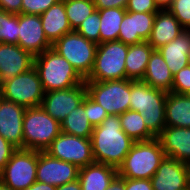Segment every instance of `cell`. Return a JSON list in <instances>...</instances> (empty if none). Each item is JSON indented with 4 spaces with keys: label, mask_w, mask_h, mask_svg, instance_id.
I'll use <instances>...</instances> for the list:
<instances>
[{
    "label": "cell",
    "mask_w": 190,
    "mask_h": 190,
    "mask_svg": "<svg viewBox=\"0 0 190 190\" xmlns=\"http://www.w3.org/2000/svg\"><path fill=\"white\" fill-rule=\"evenodd\" d=\"M95 162L118 169L135 142L122 129L119 115H108L91 135Z\"/></svg>",
    "instance_id": "6da1fadb"
},
{
    "label": "cell",
    "mask_w": 190,
    "mask_h": 190,
    "mask_svg": "<svg viewBox=\"0 0 190 190\" xmlns=\"http://www.w3.org/2000/svg\"><path fill=\"white\" fill-rule=\"evenodd\" d=\"M167 92L142 81L130 80V110L139 112L146 127L157 137L166 127L165 102Z\"/></svg>",
    "instance_id": "7a4b0ae2"
},
{
    "label": "cell",
    "mask_w": 190,
    "mask_h": 190,
    "mask_svg": "<svg viewBox=\"0 0 190 190\" xmlns=\"http://www.w3.org/2000/svg\"><path fill=\"white\" fill-rule=\"evenodd\" d=\"M165 158L157 137L146 141H135L118 167V176L128 179H151Z\"/></svg>",
    "instance_id": "3957f363"
},
{
    "label": "cell",
    "mask_w": 190,
    "mask_h": 190,
    "mask_svg": "<svg viewBox=\"0 0 190 190\" xmlns=\"http://www.w3.org/2000/svg\"><path fill=\"white\" fill-rule=\"evenodd\" d=\"M34 68L39 75L45 93L72 88L85 81L73 66L52 48L35 56Z\"/></svg>",
    "instance_id": "277c9868"
},
{
    "label": "cell",
    "mask_w": 190,
    "mask_h": 190,
    "mask_svg": "<svg viewBox=\"0 0 190 190\" xmlns=\"http://www.w3.org/2000/svg\"><path fill=\"white\" fill-rule=\"evenodd\" d=\"M22 127L23 149L45 151L61 133V124L41 106L26 108Z\"/></svg>",
    "instance_id": "5b68a950"
},
{
    "label": "cell",
    "mask_w": 190,
    "mask_h": 190,
    "mask_svg": "<svg viewBox=\"0 0 190 190\" xmlns=\"http://www.w3.org/2000/svg\"><path fill=\"white\" fill-rule=\"evenodd\" d=\"M128 47V44L118 40L98 44L92 71L85 81L126 79L125 60Z\"/></svg>",
    "instance_id": "8992f818"
},
{
    "label": "cell",
    "mask_w": 190,
    "mask_h": 190,
    "mask_svg": "<svg viewBox=\"0 0 190 190\" xmlns=\"http://www.w3.org/2000/svg\"><path fill=\"white\" fill-rule=\"evenodd\" d=\"M97 47L98 44L87 40L75 30L52 44V49L63 56L84 80L92 71Z\"/></svg>",
    "instance_id": "52a82bcc"
},
{
    "label": "cell",
    "mask_w": 190,
    "mask_h": 190,
    "mask_svg": "<svg viewBox=\"0 0 190 190\" xmlns=\"http://www.w3.org/2000/svg\"><path fill=\"white\" fill-rule=\"evenodd\" d=\"M87 95L109 115H120L130 109V80L85 81Z\"/></svg>",
    "instance_id": "ba28073f"
},
{
    "label": "cell",
    "mask_w": 190,
    "mask_h": 190,
    "mask_svg": "<svg viewBox=\"0 0 190 190\" xmlns=\"http://www.w3.org/2000/svg\"><path fill=\"white\" fill-rule=\"evenodd\" d=\"M38 151L17 148L0 172V182L11 190H25L36 182Z\"/></svg>",
    "instance_id": "9c48e42d"
},
{
    "label": "cell",
    "mask_w": 190,
    "mask_h": 190,
    "mask_svg": "<svg viewBox=\"0 0 190 190\" xmlns=\"http://www.w3.org/2000/svg\"><path fill=\"white\" fill-rule=\"evenodd\" d=\"M3 98L25 108L41 106L45 91L34 67L2 83Z\"/></svg>",
    "instance_id": "30bf717a"
},
{
    "label": "cell",
    "mask_w": 190,
    "mask_h": 190,
    "mask_svg": "<svg viewBox=\"0 0 190 190\" xmlns=\"http://www.w3.org/2000/svg\"><path fill=\"white\" fill-rule=\"evenodd\" d=\"M51 157L76 165L78 168L95 162L90 138L61 132L45 150Z\"/></svg>",
    "instance_id": "8fae6325"
},
{
    "label": "cell",
    "mask_w": 190,
    "mask_h": 190,
    "mask_svg": "<svg viewBox=\"0 0 190 190\" xmlns=\"http://www.w3.org/2000/svg\"><path fill=\"white\" fill-rule=\"evenodd\" d=\"M87 95L85 81L72 88L46 92L41 107L59 123L66 119L73 109L78 108Z\"/></svg>",
    "instance_id": "7c38bea8"
},
{
    "label": "cell",
    "mask_w": 190,
    "mask_h": 190,
    "mask_svg": "<svg viewBox=\"0 0 190 190\" xmlns=\"http://www.w3.org/2000/svg\"><path fill=\"white\" fill-rule=\"evenodd\" d=\"M79 169L76 165L51 157L45 151H38L36 181L60 186L78 179Z\"/></svg>",
    "instance_id": "4fadbf2b"
},
{
    "label": "cell",
    "mask_w": 190,
    "mask_h": 190,
    "mask_svg": "<svg viewBox=\"0 0 190 190\" xmlns=\"http://www.w3.org/2000/svg\"><path fill=\"white\" fill-rule=\"evenodd\" d=\"M18 45L34 57L52 48L46 38L40 15L18 14Z\"/></svg>",
    "instance_id": "5bb4252c"
},
{
    "label": "cell",
    "mask_w": 190,
    "mask_h": 190,
    "mask_svg": "<svg viewBox=\"0 0 190 190\" xmlns=\"http://www.w3.org/2000/svg\"><path fill=\"white\" fill-rule=\"evenodd\" d=\"M34 58L18 44L0 43V82L30 70L34 67Z\"/></svg>",
    "instance_id": "9a60e30c"
},
{
    "label": "cell",
    "mask_w": 190,
    "mask_h": 190,
    "mask_svg": "<svg viewBox=\"0 0 190 190\" xmlns=\"http://www.w3.org/2000/svg\"><path fill=\"white\" fill-rule=\"evenodd\" d=\"M25 110V107L6 99L0 103V135L16 148L22 149Z\"/></svg>",
    "instance_id": "2e32d148"
},
{
    "label": "cell",
    "mask_w": 190,
    "mask_h": 190,
    "mask_svg": "<svg viewBox=\"0 0 190 190\" xmlns=\"http://www.w3.org/2000/svg\"><path fill=\"white\" fill-rule=\"evenodd\" d=\"M151 182L153 190H187L185 163L165 156Z\"/></svg>",
    "instance_id": "e0dca14e"
},
{
    "label": "cell",
    "mask_w": 190,
    "mask_h": 190,
    "mask_svg": "<svg viewBox=\"0 0 190 190\" xmlns=\"http://www.w3.org/2000/svg\"><path fill=\"white\" fill-rule=\"evenodd\" d=\"M157 138L165 156L183 163L190 160V128L166 126Z\"/></svg>",
    "instance_id": "ac0fdd59"
},
{
    "label": "cell",
    "mask_w": 190,
    "mask_h": 190,
    "mask_svg": "<svg viewBox=\"0 0 190 190\" xmlns=\"http://www.w3.org/2000/svg\"><path fill=\"white\" fill-rule=\"evenodd\" d=\"M184 30L179 21L168 9L159 10L155 15L153 28L147 42L154 50H157L170 43Z\"/></svg>",
    "instance_id": "d6986e66"
},
{
    "label": "cell",
    "mask_w": 190,
    "mask_h": 190,
    "mask_svg": "<svg viewBox=\"0 0 190 190\" xmlns=\"http://www.w3.org/2000/svg\"><path fill=\"white\" fill-rule=\"evenodd\" d=\"M174 76L181 69L190 64V30H184L170 43L157 49Z\"/></svg>",
    "instance_id": "ffe728a7"
},
{
    "label": "cell",
    "mask_w": 190,
    "mask_h": 190,
    "mask_svg": "<svg viewBox=\"0 0 190 190\" xmlns=\"http://www.w3.org/2000/svg\"><path fill=\"white\" fill-rule=\"evenodd\" d=\"M117 175L115 167L93 162L79 169L78 180L82 190H106Z\"/></svg>",
    "instance_id": "44dd1931"
},
{
    "label": "cell",
    "mask_w": 190,
    "mask_h": 190,
    "mask_svg": "<svg viewBox=\"0 0 190 190\" xmlns=\"http://www.w3.org/2000/svg\"><path fill=\"white\" fill-rule=\"evenodd\" d=\"M46 38L53 44L65 34L72 32L68 22L64 0L58 1L40 15Z\"/></svg>",
    "instance_id": "7402d4cb"
},
{
    "label": "cell",
    "mask_w": 190,
    "mask_h": 190,
    "mask_svg": "<svg viewBox=\"0 0 190 190\" xmlns=\"http://www.w3.org/2000/svg\"><path fill=\"white\" fill-rule=\"evenodd\" d=\"M142 82L167 93L172 92L173 75L158 50L152 51Z\"/></svg>",
    "instance_id": "603a6c76"
},
{
    "label": "cell",
    "mask_w": 190,
    "mask_h": 190,
    "mask_svg": "<svg viewBox=\"0 0 190 190\" xmlns=\"http://www.w3.org/2000/svg\"><path fill=\"white\" fill-rule=\"evenodd\" d=\"M165 122L169 127L190 128V97L186 94L168 92Z\"/></svg>",
    "instance_id": "cb8c5ba5"
},
{
    "label": "cell",
    "mask_w": 190,
    "mask_h": 190,
    "mask_svg": "<svg viewBox=\"0 0 190 190\" xmlns=\"http://www.w3.org/2000/svg\"><path fill=\"white\" fill-rule=\"evenodd\" d=\"M154 48L147 42L132 44L128 47L125 60L126 79L133 81H142L149 57Z\"/></svg>",
    "instance_id": "d4e9b609"
},
{
    "label": "cell",
    "mask_w": 190,
    "mask_h": 190,
    "mask_svg": "<svg viewBox=\"0 0 190 190\" xmlns=\"http://www.w3.org/2000/svg\"><path fill=\"white\" fill-rule=\"evenodd\" d=\"M87 116L84 99L83 103L78 108L73 109L66 116V119L60 123L61 132L78 137L91 138L94 127L89 122Z\"/></svg>",
    "instance_id": "484cf974"
},
{
    "label": "cell",
    "mask_w": 190,
    "mask_h": 190,
    "mask_svg": "<svg viewBox=\"0 0 190 190\" xmlns=\"http://www.w3.org/2000/svg\"><path fill=\"white\" fill-rule=\"evenodd\" d=\"M126 9L108 8L99 10L100 15V43L117 41L120 24L125 16Z\"/></svg>",
    "instance_id": "4316f807"
},
{
    "label": "cell",
    "mask_w": 190,
    "mask_h": 190,
    "mask_svg": "<svg viewBox=\"0 0 190 190\" xmlns=\"http://www.w3.org/2000/svg\"><path fill=\"white\" fill-rule=\"evenodd\" d=\"M123 131L134 141H146L156 136L146 127L143 116L133 110L119 115Z\"/></svg>",
    "instance_id": "83f0119b"
},
{
    "label": "cell",
    "mask_w": 190,
    "mask_h": 190,
    "mask_svg": "<svg viewBox=\"0 0 190 190\" xmlns=\"http://www.w3.org/2000/svg\"><path fill=\"white\" fill-rule=\"evenodd\" d=\"M64 6L72 30H76L88 16L96 11L93 0H64Z\"/></svg>",
    "instance_id": "f1b7e54d"
},
{
    "label": "cell",
    "mask_w": 190,
    "mask_h": 190,
    "mask_svg": "<svg viewBox=\"0 0 190 190\" xmlns=\"http://www.w3.org/2000/svg\"><path fill=\"white\" fill-rule=\"evenodd\" d=\"M18 14L0 10V43L18 44Z\"/></svg>",
    "instance_id": "f546056e"
},
{
    "label": "cell",
    "mask_w": 190,
    "mask_h": 190,
    "mask_svg": "<svg viewBox=\"0 0 190 190\" xmlns=\"http://www.w3.org/2000/svg\"><path fill=\"white\" fill-rule=\"evenodd\" d=\"M87 40L100 44V15L99 10L88 16L75 30Z\"/></svg>",
    "instance_id": "4dcf8cb0"
},
{
    "label": "cell",
    "mask_w": 190,
    "mask_h": 190,
    "mask_svg": "<svg viewBox=\"0 0 190 190\" xmlns=\"http://www.w3.org/2000/svg\"><path fill=\"white\" fill-rule=\"evenodd\" d=\"M156 13L133 12L134 36H140L144 41L150 37Z\"/></svg>",
    "instance_id": "1f68e13d"
},
{
    "label": "cell",
    "mask_w": 190,
    "mask_h": 190,
    "mask_svg": "<svg viewBox=\"0 0 190 190\" xmlns=\"http://www.w3.org/2000/svg\"><path fill=\"white\" fill-rule=\"evenodd\" d=\"M118 41L128 45L137 44L144 41L140 36H134L133 12L126 11L123 21L120 24Z\"/></svg>",
    "instance_id": "d6a6232c"
},
{
    "label": "cell",
    "mask_w": 190,
    "mask_h": 190,
    "mask_svg": "<svg viewBox=\"0 0 190 190\" xmlns=\"http://www.w3.org/2000/svg\"><path fill=\"white\" fill-rule=\"evenodd\" d=\"M168 10L185 30H190V0H173Z\"/></svg>",
    "instance_id": "836d02e7"
},
{
    "label": "cell",
    "mask_w": 190,
    "mask_h": 190,
    "mask_svg": "<svg viewBox=\"0 0 190 190\" xmlns=\"http://www.w3.org/2000/svg\"><path fill=\"white\" fill-rule=\"evenodd\" d=\"M85 113H87V118L93 127L100 125L109 115L101 105L92 100L88 95L85 97Z\"/></svg>",
    "instance_id": "e575fe53"
},
{
    "label": "cell",
    "mask_w": 190,
    "mask_h": 190,
    "mask_svg": "<svg viewBox=\"0 0 190 190\" xmlns=\"http://www.w3.org/2000/svg\"><path fill=\"white\" fill-rule=\"evenodd\" d=\"M60 0H22V14L41 15Z\"/></svg>",
    "instance_id": "d590c367"
},
{
    "label": "cell",
    "mask_w": 190,
    "mask_h": 190,
    "mask_svg": "<svg viewBox=\"0 0 190 190\" xmlns=\"http://www.w3.org/2000/svg\"><path fill=\"white\" fill-rule=\"evenodd\" d=\"M190 91V64L173 76L172 92L187 94Z\"/></svg>",
    "instance_id": "8d00e7d4"
},
{
    "label": "cell",
    "mask_w": 190,
    "mask_h": 190,
    "mask_svg": "<svg viewBox=\"0 0 190 190\" xmlns=\"http://www.w3.org/2000/svg\"><path fill=\"white\" fill-rule=\"evenodd\" d=\"M126 11L157 13L159 9L153 0H129L126 6Z\"/></svg>",
    "instance_id": "74e56055"
},
{
    "label": "cell",
    "mask_w": 190,
    "mask_h": 190,
    "mask_svg": "<svg viewBox=\"0 0 190 190\" xmlns=\"http://www.w3.org/2000/svg\"><path fill=\"white\" fill-rule=\"evenodd\" d=\"M17 148L0 135V172L3 170L11 155Z\"/></svg>",
    "instance_id": "f35d334b"
},
{
    "label": "cell",
    "mask_w": 190,
    "mask_h": 190,
    "mask_svg": "<svg viewBox=\"0 0 190 190\" xmlns=\"http://www.w3.org/2000/svg\"><path fill=\"white\" fill-rule=\"evenodd\" d=\"M125 190H153L151 179L125 178Z\"/></svg>",
    "instance_id": "ab89813d"
},
{
    "label": "cell",
    "mask_w": 190,
    "mask_h": 190,
    "mask_svg": "<svg viewBox=\"0 0 190 190\" xmlns=\"http://www.w3.org/2000/svg\"><path fill=\"white\" fill-rule=\"evenodd\" d=\"M96 10H103L108 8L126 9L129 0H93Z\"/></svg>",
    "instance_id": "60d3db41"
},
{
    "label": "cell",
    "mask_w": 190,
    "mask_h": 190,
    "mask_svg": "<svg viewBox=\"0 0 190 190\" xmlns=\"http://www.w3.org/2000/svg\"><path fill=\"white\" fill-rule=\"evenodd\" d=\"M22 0H0V10L12 14H21Z\"/></svg>",
    "instance_id": "b9f144b4"
},
{
    "label": "cell",
    "mask_w": 190,
    "mask_h": 190,
    "mask_svg": "<svg viewBox=\"0 0 190 190\" xmlns=\"http://www.w3.org/2000/svg\"><path fill=\"white\" fill-rule=\"evenodd\" d=\"M106 190H125V178L117 175Z\"/></svg>",
    "instance_id": "7bdbcfd3"
},
{
    "label": "cell",
    "mask_w": 190,
    "mask_h": 190,
    "mask_svg": "<svg viewBox=\"0 0 190 190\" xmlns=\"http://www.w3.org/2000/svg\"><path fill=\"white\" fill-rule=\"evenodd\" d=\"M56 189H57L56 186L36 181L25 190H56Z\"/></svg>",
    "instance_id": "ee69618b"
},
{
    "label": "cell",
    "mask_w": 190,
    "mask_h": 190,
    "mask_svg": "<svg viewBox=\"0 0 190 190\" xmlns=\"http://www.w3.org/2000/svg\"><path fill=\"white\" fill-rule=\"evenodd\" d=\"M56 190H82L79 180H75L60 186Z\"/></svg>",
    "instance_id": "f6af8a7d"
},
{
    "label": "cell",
    "mask_w": 190,
    "mask_h": 190,
    "mask_svg": "<svg viewBox=\"0 0 190 190\" xmlns=\"http://www.w3.org/2000/svg\"><path fill=\"white\" fill-rule=\"evenodd\" d=\"M153 1L159 10L168 9L173 2V0H153Z\"/></svg>",
    "instance_id": "bcb514c9"
},
{
    "label": "cell",
    "mask_w": 190,
    "mask_h": 190,
    "mask_svg": "<svg viewBox=\"0 0 190 190\" xmlns=\"http://www.w3.org/2000/svg\"><path fill=\"white\" fill-rule=\"evenodd\" d=\"M185 165H186L187 190H190V160L186 162Z\"/></svg>",
    "instance_id": "7dc6e473"
},
{
    "label": "cell",
    "mask_w": 190,
    "mask_h": 190,
    "mask_svg": "<svg viewBox=\"0 0 190 190\" xmlns=\"http://www.w3.org/2000/svg\"><path fill=\"white\" fill-rule=\"evenodd\" d=\"M3 87H2V83L0 82V103L3 100Z\"/></svg>",
    "instance_id": "c3c4849f"
},
{
    "label": "cell",
    "mask_w": 190,
    "mask_h": 190,
    "mask_svg": "<svg viewBox=\"0 0 190 190\" xmlns=\"http://www.w3.org/2000/svg\"><path fill=\"white\" fill-rule=\"evenodd\" d=\"M0 190H11V189L8 188L7 186L3 185V184L0 182Z\"/></svg>",
    "instance_id": "681fc988"
},
{
    "label": "cell",
    "mask_w": 190,
    "mask_h": 190,
    "mask_svg": "<svg viewBox=\"0 0 190 190\" xmlns=\"http://www.w3.org/2000/svg\"><path fill=\"white\" fill-rule=\"evenodd\" d=\"M188 97H190V91L189 92H187V94H186Z\"/></svg>",
    "instance_id": "f907efd6"
}]
</instances>
